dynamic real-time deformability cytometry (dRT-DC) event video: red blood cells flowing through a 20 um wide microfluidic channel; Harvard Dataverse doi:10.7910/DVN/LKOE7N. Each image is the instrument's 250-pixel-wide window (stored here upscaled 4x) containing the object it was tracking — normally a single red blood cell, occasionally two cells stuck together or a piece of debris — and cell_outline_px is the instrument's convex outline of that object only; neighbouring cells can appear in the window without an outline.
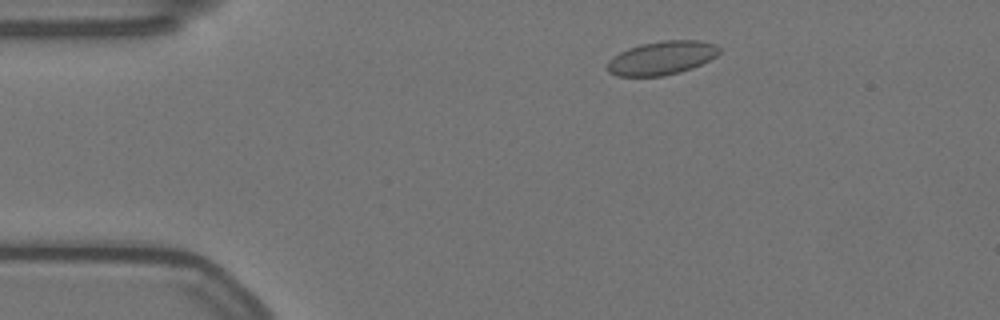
{"species": "Egyptian fruit bat (a non-hibernating species)", "species_latin": "Rousettus aegyptiacus", "temperature_condition": "warm", "stored_images_in_passage": 55, "camera_frame_rate_fps": 3000, "um_per_image_px": 0.085, "animal": {"sex": "female"}, "frame": {"image": 1, "passage_image": 7, "time_ms": 2.0, "image_size_px": [1000, 320], "cell_outline_px": [[720, 52], [716, 56], [692, 68], [680, 72], [664, 76], [616, 76], [608, 72], [608, 60], [612, 56], [628, 48], [640, 44], [664, 40], [700, 40], [716, 44], [720, 48]], "centroid_in_image_um": [56.24, 4.92], "position_along_channel_um": 28.8, "area_um2": 22.02}}
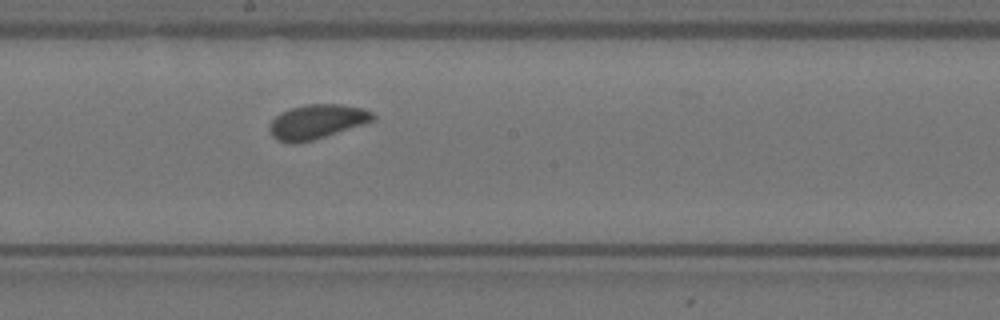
{"frame": {"image": 2, "passage_image": 28, "time_ms": 9.0, "image_size_px": [1000, 320], "cell_outline_px": [[376, 120], [312, 140], [296, 144], [288, 144], [276, 140], [272, 136], [268, 128], [272, 120], [280, 112], [304, 104], [344, 104], [364, 108], [372, 112], [376, 116]], "centroid_in_image_um": [26.92, 10.34], "position_along_channel_um": 221.3, "area_um2": 20.92}}
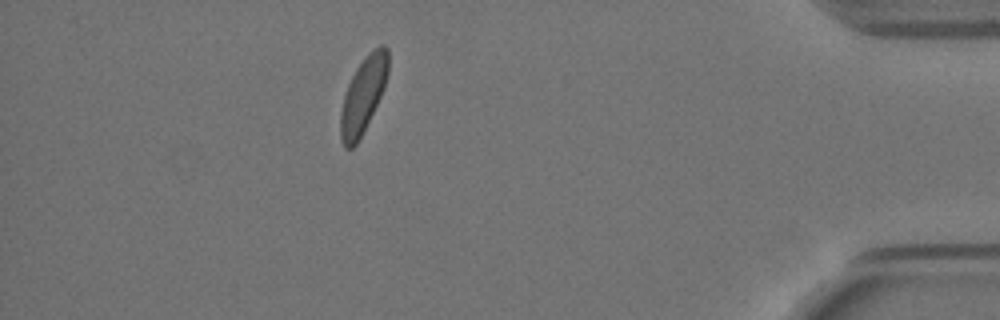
{"frame": {"image": 3, "passage_image": 48, "time_ms": 15.667, "image_size_px": [1000, 320], "cell_outline_px": [[388, 72], [384, 88], [356, 144], [352, 148], [344, 148], [340, 140], [340, 112], [344, 96], [348, 84], [356, 68], [368, 52], [372, 48], [380, 44], [384, 44], [388, 48]], "centroid_in_image_um": [30.86, 8.03], "position_along_channel_um": 404.3, "area_um2": 20.81}}